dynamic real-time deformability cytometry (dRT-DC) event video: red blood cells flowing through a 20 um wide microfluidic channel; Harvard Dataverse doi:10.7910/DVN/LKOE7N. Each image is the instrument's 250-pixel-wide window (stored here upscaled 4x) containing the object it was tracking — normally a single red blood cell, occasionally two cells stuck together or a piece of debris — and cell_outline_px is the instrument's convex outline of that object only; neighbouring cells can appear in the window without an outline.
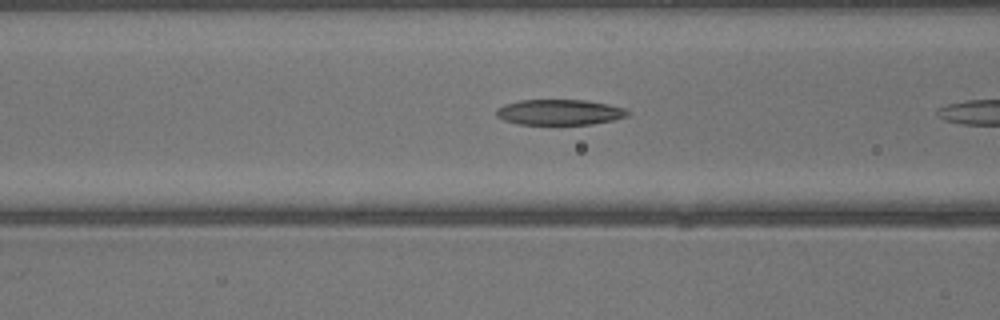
{"species": "common noctule bat (a hibernating species)", "species_latin": "Nyctalus noctula", "temperature_condition": "warm", "stored_images_in_passage": 21, "camera_frame_rate_fps": 3000, "um_per_image_px": 0.085, "animal": {"sex": "male", "body_mass_g": 13.3}, "frame": {"image": 1, "passage_image": 5, "time_ms": 1.333, "image_size_px": [1000, 320], "cell_outline_px": [[632, 112], [628, 116], [612, 120], [592, 124], [520, 124], [504, 120], [496, 116], [496, 108], [504, 104], [520, 100], [584, 100], [608, 104], [624, 108]], "centroid_in_image_um": [47.56, 9.53], "position_along_channel_um": 119.0, "area_um2": 19.54}}
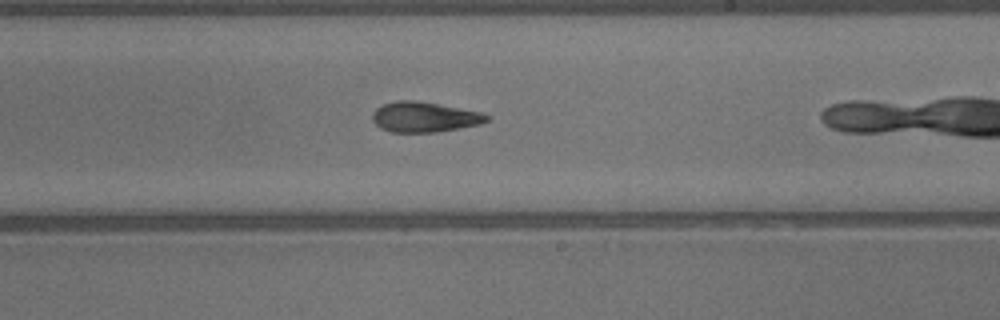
{"frame": {"image": 2, "passage_image": 13, "time_ms": 4.0, "image_size_px": [1000, 320], "cell_outline_px": [[492, 116], [488, 120], [480, 124], [460, 128], [436, 132], [392, 132], [380, 128], [372, 120], [372, 112], [376, 108], [384, 104], [396, 100], [412, 100], [436, 104], [480, 112]], "centroid_in_image_um": [36.05, 9.95], "position_along_channel_um": 252.9, "area_um2": 20.0}}
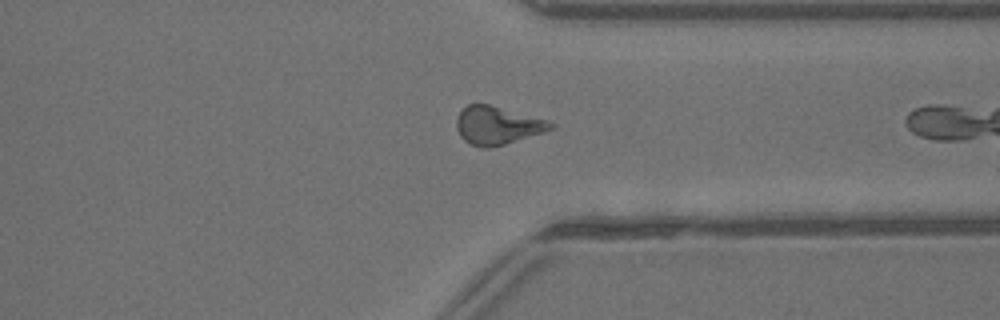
{"frame": {"image": 3, "passage_image": 20, "time_ms": 6.333, "image_size_px": [1000, 320], "cell_outline_px": [[556, 128], [504, 144], [488, 148], [484, 148], [472, 144], [464, 140], [460, 136], [456, 128], [456, 116], [468, 104], [488, 104], [548, 120], [556, 124]], "centroid_in_image_um": [42.28, 10.65], "position_along_channel_um": 369.1, "area_um2": 20.75}}